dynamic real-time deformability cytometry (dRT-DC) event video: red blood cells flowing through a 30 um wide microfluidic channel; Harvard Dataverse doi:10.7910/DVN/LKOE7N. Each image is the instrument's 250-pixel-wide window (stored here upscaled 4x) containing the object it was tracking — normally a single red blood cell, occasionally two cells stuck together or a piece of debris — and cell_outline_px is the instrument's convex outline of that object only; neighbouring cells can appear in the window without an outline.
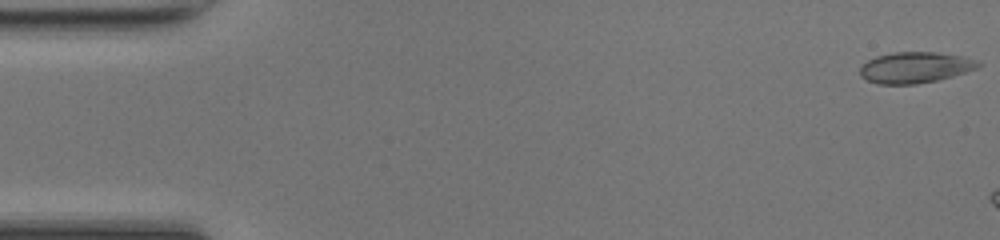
{"species": "common noctule bat (a hibernating species)", "species_latin": "Nyctalus noctula", "temperature_condition": "room temperature", "stored_images_in_passage": 6, "camera_frame_rate_fps": 3000, "um_per_image_px": 0.085, "animal": {"sex": "female", "body_mass_g": 17.0, "forearm_length_mm": 48.0}, "frame": {"image": 1, "passage_image": 1, "time_ms": 0.0, "image_size_px": [1000, 240], "cell_outline_px": [[980, 64], [976, 68], [952, 76], [936, 80], [916, 84], [876, 84], [860, 76], [860, 68], [868, 60], [876, 56], [892, 52], [936, 52], [960, 56], [980, 60]], "centroid_in_image_um": [77.76, 5.73], "position_along_channel_um": 7.2, "area_um2": 21.21}}